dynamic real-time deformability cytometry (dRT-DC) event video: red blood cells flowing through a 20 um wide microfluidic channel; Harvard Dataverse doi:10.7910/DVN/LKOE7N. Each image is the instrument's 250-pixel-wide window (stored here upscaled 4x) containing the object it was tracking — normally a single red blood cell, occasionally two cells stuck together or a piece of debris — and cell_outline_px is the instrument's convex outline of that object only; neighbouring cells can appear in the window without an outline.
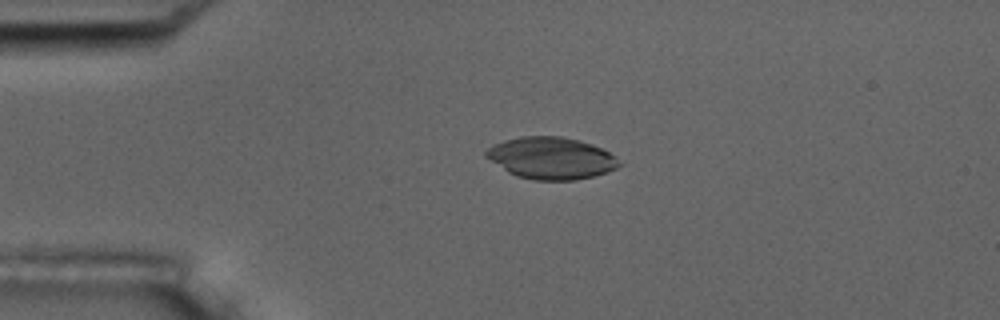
{"species": "common noctule bat (a hibernating species)", "species_latin": "Nyctalus noctula", "temperature_condition": "room temperature", "stored_images_in_passage": 3, "camera_frame_rate_fps": 3000, "um_per_image_px": 0.085, "animal": {"sex": "male", "body_mass_g": 17.5, "forearm_length_mm": 52.3}, "frame": {"image": 1, "passage_image": 1, "time_ms": 0.0, "image_size_px": [1000, 320], "cell_outline_px": [[624, 164], [608, 172], [576, 180], [536, 180], [516, 176], [508, 172], [484, 156], [484, 152], [492, 144], [504, 140], [520, 136], [560, 136], [580, 140], [592, 144], [608, 152]], "centroid_in_image_um": [46.83, 13.43], "position_along_channel_um": 38.2, "area_um2": 32.6}}